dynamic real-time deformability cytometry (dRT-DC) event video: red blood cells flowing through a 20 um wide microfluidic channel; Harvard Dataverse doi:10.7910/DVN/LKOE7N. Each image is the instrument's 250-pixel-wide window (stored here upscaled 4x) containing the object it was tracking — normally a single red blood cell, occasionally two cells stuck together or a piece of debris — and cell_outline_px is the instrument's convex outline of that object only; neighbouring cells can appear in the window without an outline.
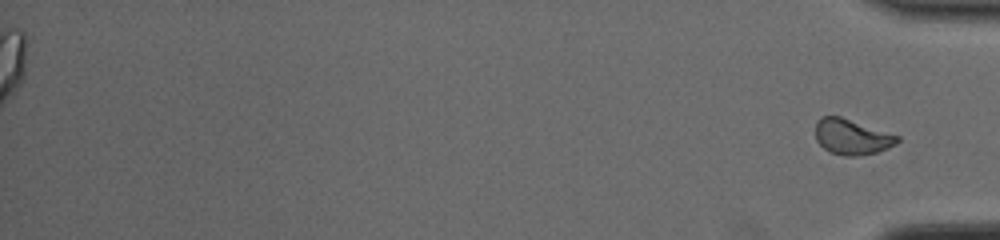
{"species": "common noctule bat (a hibernating species)", "species_latin": "Nyctalus noctula", "temperature_condition": "cold", "stored_images_in_passage": 37, "segment_of_instrument_passage": [2, 2], "camera_frame_rate_fps": 3000, "um_per_image_px": 0.085, "animal": {"sex": "male", "body_mass_g": 19.0, "forearm_length_mm": 50.8}, "frame": {"image": 1, "passage_image": 37, "time_ms": 12.0, "image_size_px": [1000, 240], "cell_outline_px": [[900, 140], [896, 144], [888, 148], [876, 152], [856, 156], [844, 156], [828, 152], [816, 140], [816, 120], [820, 116], [840, 116], [900, 136]], "centroid_in_image_um": [72.39, 11.63], "position_along_channel_um": 362.8, "area_um2": 16.99}}